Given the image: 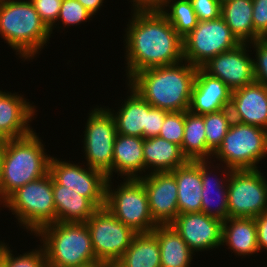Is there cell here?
<instances>
[{
	"instance_id": "83f0119b",
	"label": "cell",
	"mask_w": 267,
	"mask_h": 267,
	"mask_svg": "<svg viewBox=\"0 0 267 267\" xmlns=\"http://www.w3.org/2000/svg\"><path fill=\"white\" fill-rule=\"evenodd\" d=\"M113 267H161L157 236L153 232L137 233Z\"/></svg>"
},
{
	"instance_id": "7bdbcfd3",
	"label": "cell",
	"mask_w": 267,
	"mask_h": 267,
	"mask_svg": "<svg viewBox=\"0 0 267 267\" xmlns=\"http://www.w3.org/2000/svg\"><path fill=\"white\" fill-rule=\"evenodd\" d=\"M79 1L92 15H96L103 6L104 0H77Z\"/></svg>"
},
{
	"instance_id": "5bb4252c",
	"label": "cell",
	"mask_w": 267,
	"mask_h": 267,
	"mask_svg": "<svg viewBox=\"0 0 267 267\" xmlns=\"http://www.w3.org/2000/svg\"><path fill=\"white\" fill-rule=\"evenodd\" d=\"M249 43H241L233 50L211 58L201 68L210 76L219 78L231 90L255 82L254 60L249 55Z\"/></svg>"
},
{
	"instance_id": "8992f818",
	"label": "cell",
	"mask_w": 267,
	"mask_h": 267,
	"mask_svg": "<svg viewBox=\"0 0 267 267\" xmlns=\"http://www.w3.org/2000/svg\"><path fill=\"white\" fill-rule=\"evenodd\" d=\"M30 234L56 222L53 198V177L50 173L31 181L13 192L3 203Z\"/></svg>"
},
{
	"instance_id": "d6986e66",
	"label": "cell",
	"mask_w": 267,
	"mask_h": 267,
	"mask_svg": "<svg viewBox=\"0 0 267 267\" xmlns=\"http://www.w3.org/2000/svg\"><path fill=\"white\" fill-rule=\"evenodd\" d=\"M232 91L219 78L197 68L189 111L197 115L215 113L230 106Z\"/></svg>"
},
{
	"instance_id": "8fae6325",
	"label": "cell",
	"mask_w": 267,
	"mask_h": 267,
	"mask_svg": "<svg viewBox=\"0 0 267 267\" xmlns=\"http://www.w3.org/2000/svg\"><path fill=\"white\" fill-rule=\"evenodd\" d=\"M86 224L91 234L96 259L111 266L122 257L137 234L105 206L98 208Z\"/></svg>"
},
{
	"instance_id": "ab89813d",
	"label": "cell",
	"mask_w": 267,
	"mask_h": 267,
	"mask_svg": "<svg viewBox=\"0 0 267 267\" xmlns=\"http://www.w3.org/2000/svg\"><path fill=\"white\" fill-rule=\"evenodd\" d=\"M167 113L168 111L153 107L148 103V121L147 128H144V139L159 136Z\"/></svg>"
},
{
	"instance_id": "4fadbf2b",
	"label": "cell",
	"mask_w": 267,
	"mask_h": 267,
	"mask_svg": "<svg viewBox=\"0 0 267 267\" xmlns=\"http://www.w3.org/2000/svg\"><path fill=\"white\" fill-rule=\"evenodd\" d=\"M85 167L51 156L49 173L59 185L88 198L97 208L104 207L108 178L101 171Z\"/></svg>"
},
{
	"instance_id": "277c9868",
	"label": "cell",
	"mask_w": 267,
	"mask_h": 267,
	"mask_svg": "<svg viewBox=\"0 0 267 267\" xmlns=\"http://www.w3.org/2000/svg\"><path fill=\"white\" fill-rule=\"evenodd\" d=\"M0 35L25 61L47 45L51 32L30 0H0Z\"/></svg>"
},
{
	"instance_id": "f6af8a7d",
	"label": "cell",
	"mask_w": 267,
	"mask_h": 267,
	"mask_svg": "<svg viewBox=\"0 0 267 267\" xmlns=\"http://www.w3.org/2000/svg\"><path fill=\"white\" fill-rule=\"evenodd\" d=\"M4 144H5V139L0 140V176H1V161H2L3 151H4Z\"/></svg>"
},
{
	"instance_id": "836d02e7",
	"label": "cell",
	"mask_w": 267,
	"mask_h": 267,
	"mask_svg": "<svg viewBox=\"0 0 267 267\" xmlns=\"http://www.w3.org/2000/svg\"><path fill=\"white\" fill-rule=\"evenodd\" d=\"M185 126V111L168 112L161 126L159 137L181 147Z\"/></svg>"
},
{
	"instance_id": "60d3db41",
	"label": "cell",
	"mask_w": 267,
	"mask_h": 267,
	"mask_svg": "<svg viewBox=\"0 0 267 267\" xmlns=\"http://www.w3.org/2000/svg\"><path fill=\"white\" fill-rule=\"evenodd\" d=\"M254 220L256 223L259 252L267 251V211L256 216Z\"/></svg>"
},
{
	"instance_id": "ba28073f",
	"label": "cell",
	"mask_w": 267,
	"mask_h": 267,
	"mask_svg": "<svg viewBox=\"0 0 267 267\" xmlns=\"http://www.w3.org/2000/svg\"><path fill=\"white\" fill-rule=\"evenodd\" d=\"M106 184L105 207L136 233H148L158 225L152 218L144 184L139 179H125L112 190Z\"/></svg>"
},
{
	"instance_id": "603a6c76",
	"label": "cell",
	"mask_w": 267,
	"mask_h": 267,
	"mask_svg": "<svg viewBox=\"0 0 267 267\" xmlns=\"http://www.w3.org/2000/svg\"><path fill=\"white\" fill-rule=\"evenodd\" d=\"M236 256L246 257L258 253L256 223L252 217L228 218L222 222L221 245Z\"/></svg>"
},
{
	"instance_id": "8d00e7d4",
	"label": "cell",
	"mask_w": 267,
	"mask_h": 267,
	"mask_svg": "<svg viewBox=\"0 0 267 267\" xmlns=\"http://www.w3.org/2000/svg\"><path fill=\"white\" fill-rule=\"evenodd\" d=\"M41 20L50 29L51 34L53 33L54 27L57 22L60 13V7L62 0H30Z\"/></svg>"
},
{
	"instance_id": "484cf974",
	"label": "cell",
	"mask_w": 267,
	"mask_h": 267,
	"mask_svg": "<svg viewBox=\"0 0 267 267\" xmlns=\"http://www.w3.org/2000/svg\"><path fill=\"white\" fill-rule=\"evenodd\" d=\"M56 222L86 223L98 209L88 198L53 179Z\"/></svg>"
},
{
	"instance_id": "e575fe53",
	"label": "cell",
	"mask_w": 267,
	"mask_h": 267,
	"mask_svg": "<svg viewBox=\"0 0 267 267\" xmlns=\"http://www.w3.org/2000/svg\"><path fill=\"white\" fill-rule=\"evenodd\" d=\"M93 15L77 0H62L57 21L64 27L80 25L87 22Z\"/></svg>"
},
{
	"instance_id": "f1b7e54d",
	"label": "cell",
	"mask_w": 267,
	"mask_h": 267,
	"mask_svg": "<svg viewBox=\"0 0 267 267\" xmlns=\"http://www.w3.org/2000/svg\"><path fill=\"white\" fill-rule=\"evenodd\" d=\"M253 0H233L222 5L221 16L240 43H254Z\"/></svg>"
},
{
	"instance_id": "b9f144b4",
	"label": "cell",
	"mask_w": 267,
	"mask_h": 267,
	"mask_svg": "<svg viewBox=\"0 0 267 267\" xmlns=\"http://www.w3.org/2000/svg\"><path fill=\"white\" fill-rule=\"evenodd\" d=\"M132 4L133 11H151V10H161L167 0H130Z\"/></svg>"
},
{
	"instance_id": "d590c367",
	"label": "cell",
	"mask_w": 267,
	"mask_h": 267,
	"mask_svg": "<svg viewBox=\"0 0 267 267\" xmlns=\"http://www.w3.org/2000/svg\"><path fill=\"white\" fill-rule=\"evenodd\" d=\"M249 46H253L256 52V58L253 59L255 81L267 88V35L260 36L257 42Z\"/></svg>"
},
{
	"instance_id": "9c48e42d",
	"label": "cell",
	"mask_w": 267,
	"mask_h": 267,
	"mask_svg": "<svg viewBox=\"0 0 267 267\" xmlns=\"http://www.w3.org/2000/svg\"><path fill=\"white\" fill-rule=\"evenodd\" d=\"M83 148L86 166L113 176V152L117 134L113 115L107 108H93L85 124Z\"/></svg>"
},
{
	"instance_id": "ffe728a7",
	"label": "cell",
	"mask_w": 267,
	"mask_h": 267,
	"mask_svg": "<svg viewBox=\"0 0 267 267\" xmlns=\"http://www.w3.org/2000/svg\"><path fill=\"white\" fill-rule=\"evenodd\" d=\"M209 160H200V171H201V179H202V203H201V212L205 213L208 216L215 217L220 219L222 222L229 218V210H228V177L231 169L224 165L222 170L223 178H211V174L213 173V169L217 168L218 166H214L211 164ZM214 166V167H213ZM213 168V169H210ZM211 170V171H210ZM227 182V183H226ZM216 196H215V194ZM213 194L214 196H212ZM217 198V201L215 199ZM216 202V203H215ZM215 203V204H214ZM214 204V205H213ZM215 206V207H213Z\"/></svg>"
},
{
	"instance_id": "44dd1931",
	"label": "cell",
	"mask_w": 267,
	"mask_h": 267,
	"mask_svg": "<svg viewBox=\"0 0 267 267\" xmlns=\"http://www.w3.org/2000/svg\"><path fill=\"white\" fill-rule=\"evenodd\" d=\"M178 187L179 214L201 212L202 179L200 160L190 161L171 171Z\"/></svg>"
},
{
	"instance_id": "52a82bcc",
	"label": "cell",
	"mask_w": 267,
	"mask_h": 267,
	"mask_svg": "<svg viewBox=\"0 0 267 267\" xmlns=\"http://www.w3.org/2000/svg\"><path fill=\"white\" fill-rule=\"evenodd\" d=\"M267 155V130L233 121L214 158L231 170L258 169Z\"/></svg>"
},
{
	"instance_id": "d4e9b609",
	"label": "cell",
	"mask_w": 267,
	"mask_h": 267,
	"mask_svg": "<svg viewBox=\"0 0 267 267\" xmlns=\"http://www.w3.org/2000/svg\"><path fill=\"white\" fill-rule=\"evenodd\" d=\"M143 156L144 173L173 171L188 161L180 146L159 136L144 139Z\"/></svg>"
},
{
	"instance_id": "ac0fdd59",
	"label": "cell",
	"mask_w": 267,
	"mask_h": 267,
	"mask_svg": "<svg viewBox=\"0 0 267 267\" xmlns=\"http://www.w3.org/2000/svg\"><path fill=\"white\" fill-rule=\"evenodd\" d=\"M22 96L0 90V136L3 139L21 138L34 131L29 122L35 118L36 107Z\"/></svg>"
},
{
	"instance_id": "cb8c5ba5",
	"label": "cell",
	"mask_w": 267,
	"mask_h": 267,
	"mask_svg": "<svg viewBox=\"0 0 267 267\" xmlns=\"http://www.w3.org/2000/svg\"><path fill=\"white\" fill-rule=\"evenodd\" d=\"M130 96L115 112L107 108L113 115L118 134L136 136L144 139V128H147L148 102L144 100L129 84ZM115 112V113H114Z\"/></svg>"
},
{
	"instance_id": "5b68a950",
	"label": "cell",
	"mask_w": 267,
	"mask_h": 267,
	"mask_svg": "<svg viewBox=\"0 0 267 267\" xmlns=\"http://www.w3.org/2000/svg\"><path fill=\"white\" fill-rule=\"evenodd\" d=\"M34 235L42 237L47 267H79L97 261L86 223L54 222Z\"/></svg>"
},
{
	"instance_id": "ee69618b",
	"label": "cell",
	"mask_w": 267,
	"mask_h": 267,
	"mask_svg": "<svg viewBox=\"0 0 267 267\" xmlns=\"http://www.w3.org/2000/svg\"><path fill=\"white\" fill-rule=\"evenodd\" d=\"M79 267H113V266H111L110 264H108L106 262L97 260L95 262L88 263L86 265L79 266Z\"/></svg>"
},
{
	"instance_id": "d6a6232c",
	"label": "cell",
	"mask_w": 267,
	"mask_h": 267,
	"mask_svg": "<svg viewBox=\"0 0 267 267\" xmlns=\"http://www.w3.org/2000/svg\"><path fill=\"white\" fill-rule=\"evenodd\" d=\"M7 243L0 241V264L3 267H47L46 255L42 245L39 249L14 256Z\"/></svg>"
},
{
	"instance_id": "f35d334b",
	"label": "cell",
	"mask_w": 267,
	"mask_h": 267,
	"mask_svg": "<svg viewBox=\"0 0 267 267\" xmlns=\"http://www.w3.org/2000/svg\"><path fill=\"white\" fill-rule=\"evenodd\" d=\"M252 20L254 26V42L267 34V0H253Z\"/></svg>"
},
{
	"instance_id": "7c38bea8",
	"label": "cell",
	"mask_w": 267,
	"mask_h": 267,
	"mask_svg": "<svg viewBox=\"0 0 267 267\" xmlns=\"http://www.w3.org/2000/svg\"><path fill=\"white\" fill-rule=\"evenodd\" d=\"M259 169L231 170L228 177L229 218L252 217L267 211V181Z\"/></svg>"
},
{
	"instance_id": "2e32d148",
	"label": "cell",
	"mask_w": 267,
	"mask_h": 267,
	"mask_svg": "<svg viewBox=\"0 0 267 267\" xmlns=\"http://www.w3.org/2000/svg\"><path fill=\"white\" fill-rule=\"evenodd\" d=\"M195 253L221 246L222 221L203 212L184 213L170 223Z\"/></svg>"
},
{
	"instance_id": "f546056e",
	"label": "cell",
	"mask_w": 267,
	"mask_h": 267,
	"mask_svg": "<svg viewBox=\"0 0 267 267\" xmlns=\"http://www.w3.org/2000/svg\"><path fill=\"white\" fill-rule=\"evenodd\" d=\"M183 155L190 161L210 160L213 153L207 148L205 123L202 115L185 111V126L181 145Z\"/></svg>"
},
{
	"instance_id": "74e56055",
	"label": "cell",
	"mask_w": 267,
	"mask_h": 267,
	"mask_svg": "<svg viewBox=\"0 0 267 267\" xmlns=\"http://www.w3.org/2000/svg\"><path fill=\"white\" fill-rule=\"evenodd\" d=\"M199 21H207L221 16L222 6L218 0H190Z\"/></svg>"
},
{
	"instance_id": "3957f363",
	"label": "cell",
	"mask_w": 267,
	"mask_h": 267,
	"mask_svg": "<svg viewBox=\"0 0 267 267\" xmlns=\"http://www.w3.org/2000/svg\"><path fill=\"white\" fill-rule=\"evenodd\" d=\"M36 132L5 139L1 161L0 204L18 188L49 173L50 155Z\"/></svg>"
},
{
	"instance_id": "9a60e30c",
	"label": "cell",
	"mask_w": 267,
	"mask_h": 267,
	"mask_svg": "<svg viewBox=\"0 0 267 267\" xmlns=\"http://www.w3.org/2000/svg\"><path fill=\"white\" fill-rule=\"evenodd\" d=\"M139 180L144 184L153 220L158 225L170 224L179 214L175 175L171 171L147 172Z\"/></svg>"
},
{
	"instance_id": "7a4b0ae2",
	"label": "cell",
	"mask_w": 267,
	"mask_h": 267,
	"mask_svg": "<svg viewBox=\"0 0 267 267\" xmlns=\"http://www.w3.org/2000/svg\"><path fill=\"white\" fill-rule=\"evenodd\" d=\"M197 67L187 61L145 69L127 82L151 106L168 112L188 111Z\"/></svg>"
},
{
	"instance_id": "e0dca14e",
	"label": "cell",
	"mask_w": 267,
	"mask_h": 267,
	"mask_svg": "<svg viewBox=\"0 0 267 267\" xmlns=\"http://www.w3.org/2000/svg\"><path fill=\"white\" fill-rule=\"evenodd\" d=\"M229 109L233 121L267 130V88L258 82L232 91Z\"/></svg>"
},
{
	"instance_id": "4dcf8cb0",
	"label": "cell",
	"mask_w": 267,
	"mask_h": 267,
	"mask_svg": "<svg viewBox=\"0 0 267 267\" xmlns=\"http://www.w3.org/2000/svg\"><path fill=\"white\" fill-rule=\"evenodd\" d=\"M161 11L182 38L198 25L199 20L190 0H167Z\"/></svg>"
},
{
	"instance_id": "1f68e13d",
	"label": "cell",
	"mask_w": 267,
	"mask_h": 267,
	"mask_svg": "<svg viewBox=\"0 0 267 267\" xmlns=\"http://www.w3.org/2000/svg\"><path fill=\"white\" fill-rule=\"evenodd\" d=\"M205 123L207 148L214 154L221 146L226 133L233 122L229 108L202 115Z\"/></svg>"
},
{
	"instance_id": "7402d4cb",
	"label": "cell",
	"mask_w": 267,
	"mask_h": 267,
	"mask_svg": "<svg viewBox=\"0 0 267 267\" xmlns=\"http://www.w3.org/2000/svg\"><path fill=\"white\" fill-rule=\"evenodd\" d=\"M144 139L116 134L113 152V172L125 179H140L144 172ZM143 171V172H142ZM139 173V174H138Z\"/></svg>"
},
{
	"instance_id": "6da1fadb",
	"label": "cell",
	"mask_w": 267,
	"mask_h": 267,
	"mask_svg": "<svg viewBox=\"0 0 267 267\" xmlns=\"http://www.w3.org/2000/svg\"><path fill=\"white\" fill-rule=\"evenodd\" d=\"M133 13L124 38L127 80L145 69L184 61L183 38L161 10Z\"/></svg>"
},
{
	"instance_id": "4316f807",
	"label": "cell",
	"mask_w": 267,
	"mask_h": 267,
	"mask_svg": "<svg viewBox=\"0 0 267 267\" xmlns=\"http://www.w3.org/2000/svg\"><path fill=\"white\" fill-rule=\"evenodd\" d=\"M152 232L157 236L161 267H190L194 252L170 225H157Z\"/></svg>"
},
{
	"instance_id": "30bf717a",
	"label": "cell",
	"mask_w": 267,
	"mask_h": 267,
	"mask_svg": "<svg viewBox=\"0 0 267 267\" xmlns=\"http://www.w3.org/2000/svg\"><path fill=\"white\" fill-rule=\"evenodd\" d=\"M240 44L222 16L199 21L198 25L183 38L184 61L201 68L211 58L233 50Z\"/></svg>"
},
{
	"instance_id": "bcb514c9",
	"label": "cell",
	"mask_w": 267,
	"mask_h": 267,
	"mask_svg": "<svg viewBox=\"0 0 267 267\" xmlns=\"http://www.w3.org/2000/svg\"><path fill=\"white\" fill-rule=\"evenodd\" d=\"M218 1L220 2L221 6H222V5H224V4L228 3V2H231L233 0H218Z\"/></svg>"
}]
</instances>
